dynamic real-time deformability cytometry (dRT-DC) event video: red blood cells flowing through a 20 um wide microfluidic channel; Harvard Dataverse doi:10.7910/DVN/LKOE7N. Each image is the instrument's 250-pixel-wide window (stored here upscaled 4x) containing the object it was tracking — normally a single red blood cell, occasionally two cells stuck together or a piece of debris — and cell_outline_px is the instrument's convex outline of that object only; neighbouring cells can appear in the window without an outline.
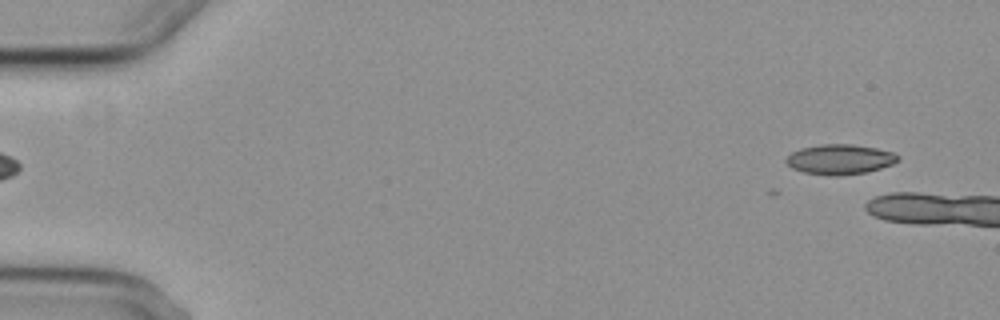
{"species": "common noctule bat (a hibernating species)", "species_latin": "Nyctalus noctula", "temperature_condition": "cold", "stored_images_in_passage": 4, "camera_frame_rate_fps": 3000, "um_per_image_px": 0.085, "animal": {"sex": "female", "body_mass_g": 29.2, "forearm_length_mm": 56.3}, "frame": {"image": 1, "passage_image": 4, "time_ms": 5.0, "image_size_px": [1000, 320], "cell_outline_px": [[900, 160], [892, 164], [868, 172], [840, 176], [832, 176], [804, 172], [792, 168], [784, 160], [792, 152], [800, 148], [820, 144], [852, 144], [876, 148], [892, 152], [900, 156]], "centroid_in_image_um": [71.4, 13.54], "position_along_channel_um": 13.6, "area_um2": 19.65}}